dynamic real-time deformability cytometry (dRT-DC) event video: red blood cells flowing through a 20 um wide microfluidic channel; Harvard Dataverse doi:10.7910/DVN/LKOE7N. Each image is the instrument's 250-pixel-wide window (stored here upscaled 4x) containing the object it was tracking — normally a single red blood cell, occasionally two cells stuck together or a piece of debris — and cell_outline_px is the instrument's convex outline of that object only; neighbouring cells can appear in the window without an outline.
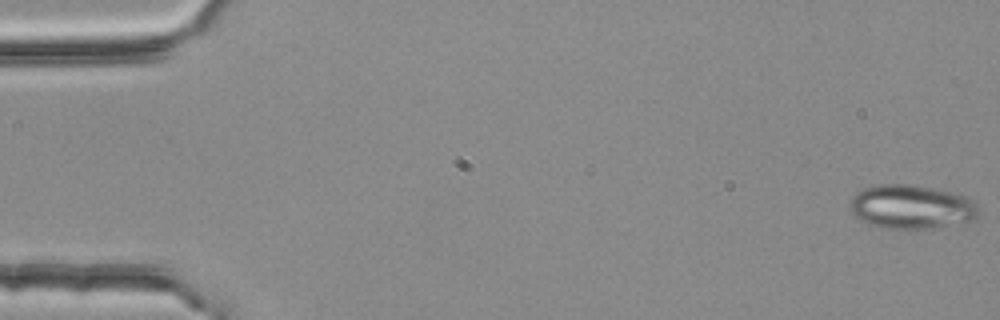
{"species": "common noctule bat (a hibernating species)", "species_latin": "Nyctalus noctula", "temperature_condition": "room temperature", "stored_images_in_passage": 3, "camera_frame_rate_fps": 3000, "um_per_image_px": 0.085, "animal": {"sex": "female", "body_mass_g": 25.1}, "frame": {"image": 1, "passage_image": 1, "time_ms": 0.0, "image_size_px": [1000, 320], "cell_outline_px": [[980, 212], [972, 220], [932, 228], [880, 228], [868, 224], [860, 220], [848, 208], [848, 204], [852, 196], [856, 192], [864, 188], [880, 184], [908, 184], [960, 192], [972, 200], [976, 204]], "centroid_in_image_um": [77.45, 17.56], "position_along_channel_um": 7.5, "area_um2": 33.29}}